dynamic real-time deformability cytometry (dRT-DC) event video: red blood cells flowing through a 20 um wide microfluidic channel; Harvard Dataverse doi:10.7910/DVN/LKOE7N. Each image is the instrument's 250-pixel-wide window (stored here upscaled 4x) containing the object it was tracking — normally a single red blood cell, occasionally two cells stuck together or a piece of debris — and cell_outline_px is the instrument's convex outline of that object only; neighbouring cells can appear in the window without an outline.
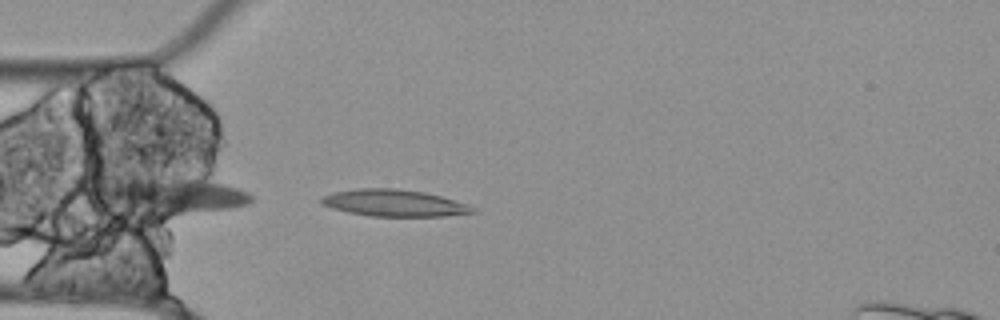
{"species": "Egyptian fruit bat (a non-hibernating species)", "species_latin": "Rousettus aegyptiacus", "temperature_condition": "cold", "stored_images_in_passage": 8, "camera_frame_rate_fps": 3000, "um_per_image_px": 0.085, "animal": {"sex": "female"}, "frame": {"image": 1, "passage_image": 8, "time_ms": 2.333, "image_size_px": [1000, 320], "cell_outline_px": [[476, 212], [444, 216], [372, 216], [348, 212], [332, 208], [320, 204], [320, 200], [324, 196], [336, 192], [356, 188], [396, 188], [424, 192], [440, 196], [468, 204], [476, 208]], "centroid_in_image_um": [33.52, 17.25], "position_along_channel_um": 51.5, "area_um2": 23.52}}